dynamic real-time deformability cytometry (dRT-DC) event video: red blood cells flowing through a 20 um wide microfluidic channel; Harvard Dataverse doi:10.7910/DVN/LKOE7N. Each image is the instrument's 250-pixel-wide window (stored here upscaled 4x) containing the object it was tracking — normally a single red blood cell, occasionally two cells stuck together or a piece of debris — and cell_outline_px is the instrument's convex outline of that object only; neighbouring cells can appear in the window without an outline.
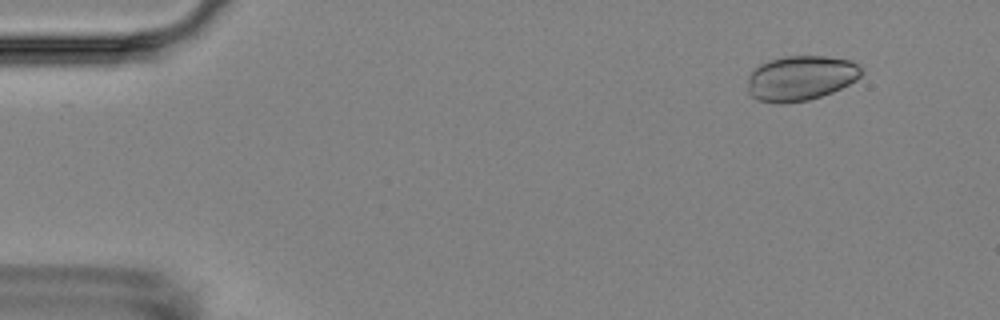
{"species": "Egyptian fruit bat (a non-hibernating species)", "species_latin": "Rousettus aegyptiacus", "temperature_condition": "room temperature", "stored_images_in_passage": 5, "camera_frame_rate_fps": 3000, "um_per_image_px": 0.085, "animal": {"sex": "female"}, "frame": {"image": 1, "passage_image": 2, "time_ms": 1.333, "image_size_px": [1000, 320], "cell_outline_px": [[864, 72], [856, 80], [832, 92], [808, 100], [784, 104], [780, 104], [756, 100], [748, 92], [748, 76], [760, 64], [784, 56], [824, 56], [852, 60]], "centroid_in_image_um": [68.05, 6.65], "position_along_channel_um": 17.0, "area_um2": 29.77}}